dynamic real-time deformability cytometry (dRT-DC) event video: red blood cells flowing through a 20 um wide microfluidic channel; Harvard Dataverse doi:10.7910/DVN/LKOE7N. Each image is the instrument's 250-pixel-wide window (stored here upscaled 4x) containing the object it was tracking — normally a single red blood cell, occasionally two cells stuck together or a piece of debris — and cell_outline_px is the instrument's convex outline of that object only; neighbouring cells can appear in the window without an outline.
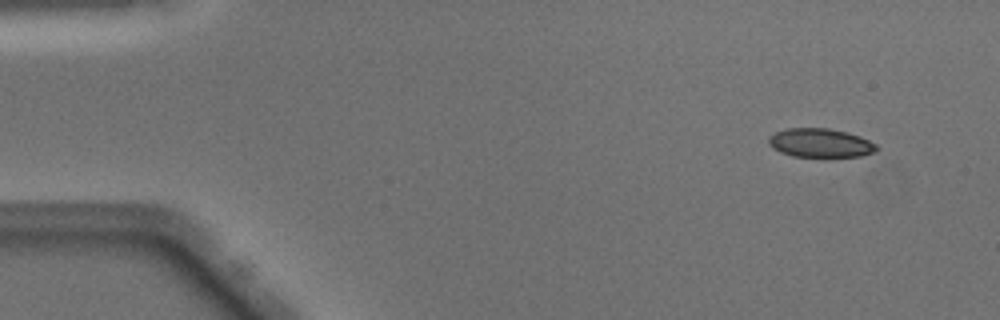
{"species": "Egyptian fruit bat (a non-hibernating species)", "species_latin": "Rousettus aegyptiacus", "temperature_condition": "warm", "stored_images_in_passage": 50, "camera_frame_rate_fps": 3000, "um_per_image_px": 0.085, "animal": {"sex": "male"}, "frame": {"image": 1, "passage_image": 4, "time_ms": 1.0, "image_size_px": [1000, 320], "cell_outline_px": [[880, 148], [872, 152], [860, 156], [792, 156], [780, 152], [772, 148], [768, 144], [768, 136], [776, 132], [788, 128], [828, 128], [848, 132], [860, 136], [876, 144]], "centroid_in_image_um": [69.7, 12.14], "position_along_channel_um": 15.3, "area_um2": 18.09}}
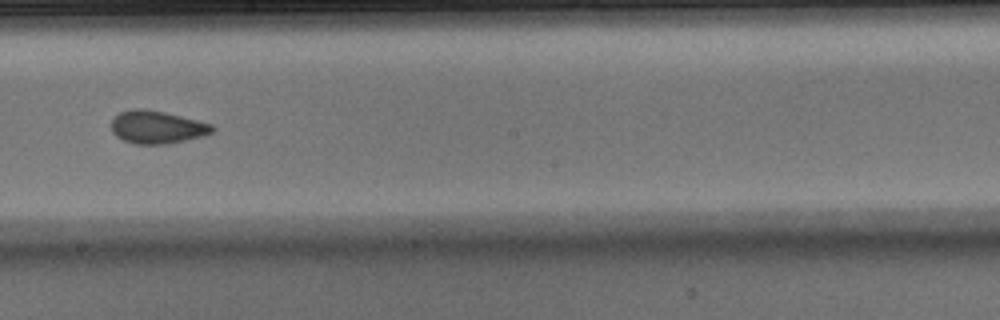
{"frame": {"image": 2, "passage_image": 28, "time_ms": 9.0, "image_size_px": [1000, 320], "cell_outline_px": [[216, 128], [212, 132], [204, 136], [164, 144], [136, 144], [124, 140], [116, 136], [112, 132], [112, 120], [120, 112], [132, 108], [144, 108], [164, 112], [212, 124]], "centroid_in_image_um": [13.34, 10.8], "position_along_channel_um": 234.9, "area_um2": 19.19}}
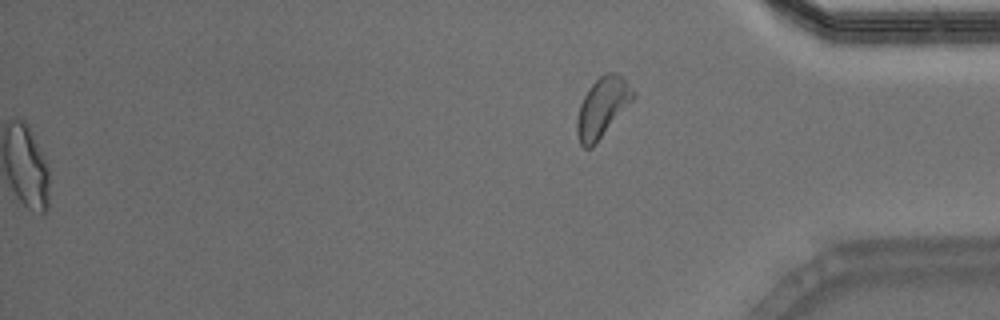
{"frame": {"image": 3, "passage_image": 50, "time_ms": 16.333, "image_size_px": [1000, 320], "cell_outline_px": [[636, 96], [592, 148], [584, 148], [580, 144], [576, 132], [576, 120], [580, 104], [588, 88], [604, 72], [616, 72], [636, 92]], "centroid_in_image_um": [51.18, 9.13], "position_along_channel_um": 384.0, "area_um2": 19.42}, "authors_computed_cell_mechanics": {"area_um2": 19.1607, "velocity_mm_per_s": 4.0745, "shape_relaxation_time_tau1_ms": null, "shape_relaxation_time_tau2_ms": 1.2135, "deformation_change_tau1": null, "deformation_change_tau2": 0.0664}}